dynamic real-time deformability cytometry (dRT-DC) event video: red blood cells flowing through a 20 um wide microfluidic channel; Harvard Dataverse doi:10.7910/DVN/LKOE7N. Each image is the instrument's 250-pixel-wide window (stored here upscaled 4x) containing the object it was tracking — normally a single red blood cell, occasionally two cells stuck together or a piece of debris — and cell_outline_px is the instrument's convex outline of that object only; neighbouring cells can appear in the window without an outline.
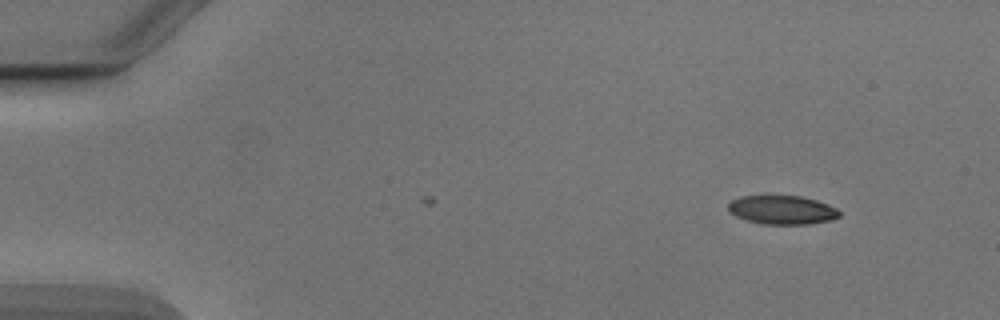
{"species": "Egyptian fruit bat (a non-hibernating species)", "species_latin": "Rousettus aegyptiacus", "temperature_condition": "cold", "stored_images_in_passage": 5, "camera_frame_rate_fps": 3000, "um_per_image_px": 0.085, "animal": {"sex": "male"}, "frame": {"image": 1, "passage_image": 1, "time_ms": 0.0, "image_size_px": [1000, 320], "cell_outline_px": [[840, 216], [832, 220], [808, 224], [764, 224], [748, 220], [736, 216], [728, 208], [728, 204], [732, 200], [740, 196], [800, 196], [816, 200], [828, 204], [836, 208], [840, 212]], "centroid_in_image_um": [66.51, 17.84], "position_along_channel_um": 18.5, "area_um2": 18.5}}
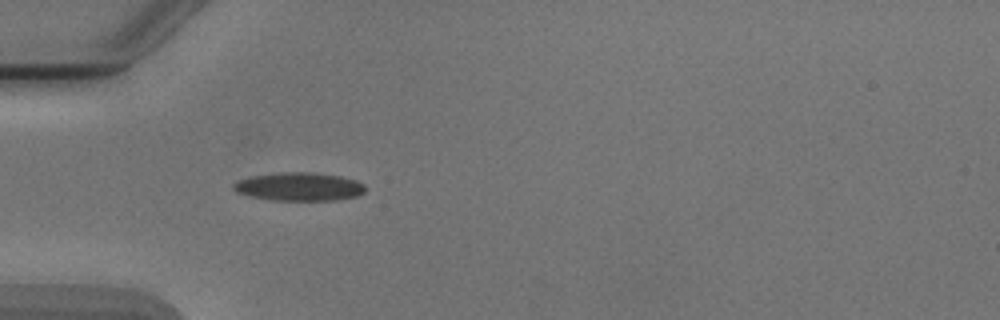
{"frame": {"image": 2, "passage_image": 4, "time_ms": 3.667, "image_size_px": [1000, 320], "cell_outline_px": [[364, 192], [356, 196], [336, 200], [272, 200], [252, 196], [236, 192], [232, 188], [232, 184], [236, 180], [252, 176], [280, 172], [312, 172], [340, 176], [356, 180], [364, 184]], "centroid_in_image_um": [25.4, 15.86], "position_along_channel_um": 59.6, "area_um2": 21.73}}
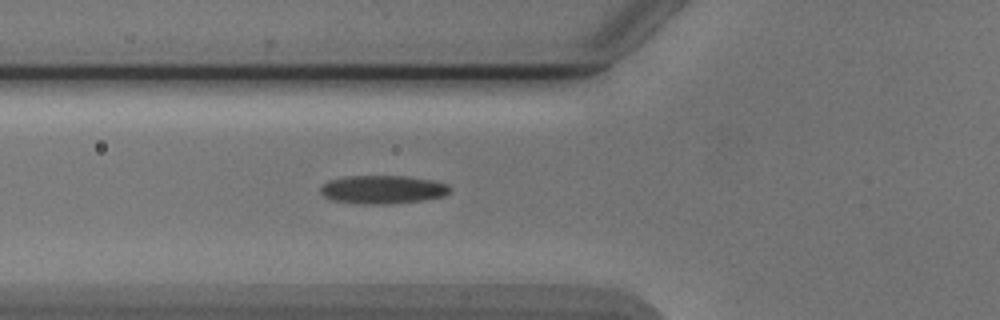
{"frame": {"image": 3, "passage_image": 5, "time_ms": 4.667, "image_size_px": [1000, 320], "cell_outline_px": [[452, 188], [444, 196], [424, 200], [392, 204], [356, 204], [332, 200], [324, 196], [320, 192], [320, 188], [328, 180], [344, 176], [408, 176], [432, 180], [448, 184]], "centroid_in_image_um": [32.53, 16.11], "position_along_channel_um": 93.3, "area_um2": 21.68}}